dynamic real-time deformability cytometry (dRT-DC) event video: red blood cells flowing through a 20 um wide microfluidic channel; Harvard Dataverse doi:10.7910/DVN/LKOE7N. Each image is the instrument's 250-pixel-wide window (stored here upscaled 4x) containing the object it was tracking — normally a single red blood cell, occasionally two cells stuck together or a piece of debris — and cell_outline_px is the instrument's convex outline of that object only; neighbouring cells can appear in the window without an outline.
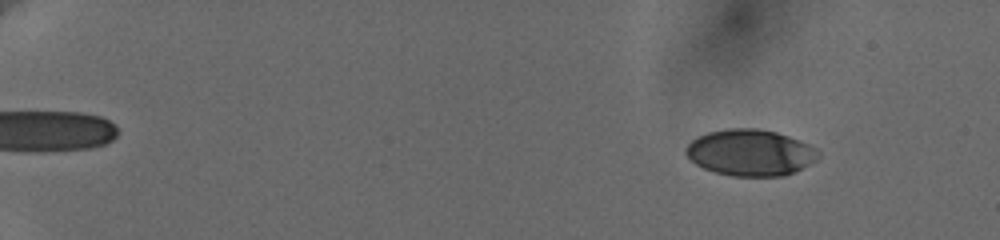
{"species": "human", "species_latin": "Homo sapiens", "temperature_condition": "cold", "stored_images_in_passage": 60, "camera_frame_rate_fps": 3000, "um_per_image_px": 0.085, "donor": {"sex": "female"}, "frame": {"image": 1, "passage_image": 8, "time_ms": 2.333, "image_size_px": [1000, 240], "cell_outline_px": [[820, 156], [816, 160], [784, 176], [732, 176], [716, 172], [704, 168], [696, 164], [684, 152], [684, 148], [696, 136], [708, 132], [728, 128], [756, 128], [776, 132], [800, 140], [816, 148], [820, 152]], "centroid_in_image_um": [63.76, 12.96], "position_along_channel_um": 21.2, "area_um2": 35.72}}
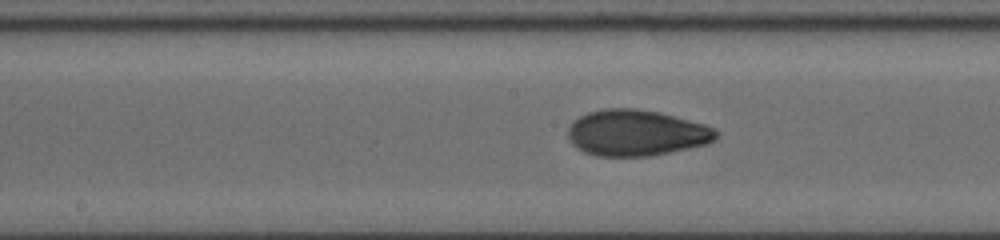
{"frame": {"image": 2, "passage_image": 35, "time_ms": 11.333, "image_size_px": [1000, 240], "cell_outline_px": [[720, 132], [716, 140], [708, 144], [648, 156], [596, 156], [584, 152], [572, 144], [568, 140], [568, 128], [572, 120], [588, 112], [604, 108], [636, 108], [660, 112], [704, 124]], "centroid_in_image_um": [54.07, 11.29], "position_along_channel_um": 194.1, "area_um2": 40.0}}
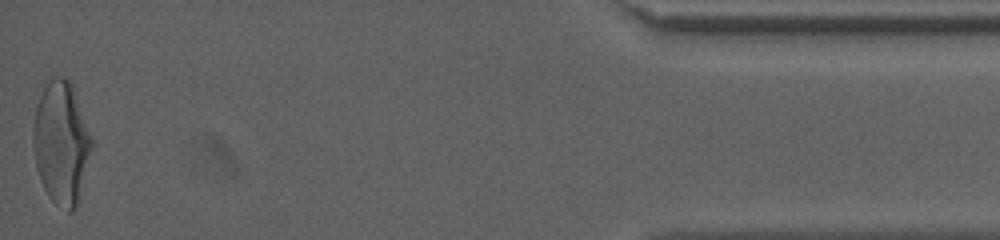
{"frame": {"image": 3, "passage_image": 60, "time_ms": 19.667, "image_size_px": [1000, 240], "cell_outline_px": [[92, 144], [76, 204], [72, 212], [68, 212], [56, 204], [48, 196], [40, 180], [36, 168], [32, 148], [32, 128], [36, 108], [40, 96], [48, 80], [56, 76], [64, 76], [72, 84], [92, 140]], "centroid_in_image_um": [5.15, 12.11], "position_along_channel_um": 430.0, "area_um2": 41.15}, "authors_computed_cell_mechanics": {"area_um2": 38.148, "velocity_mm_per_s": 3.6351, "shape_relaxation_time_tau1_ms": 4.7632, "shape_relaxation_time_tau2_ms": 1.5419, "deformation_change_tau1": 0.168, "deformation_change_tau2": 0.0571}}